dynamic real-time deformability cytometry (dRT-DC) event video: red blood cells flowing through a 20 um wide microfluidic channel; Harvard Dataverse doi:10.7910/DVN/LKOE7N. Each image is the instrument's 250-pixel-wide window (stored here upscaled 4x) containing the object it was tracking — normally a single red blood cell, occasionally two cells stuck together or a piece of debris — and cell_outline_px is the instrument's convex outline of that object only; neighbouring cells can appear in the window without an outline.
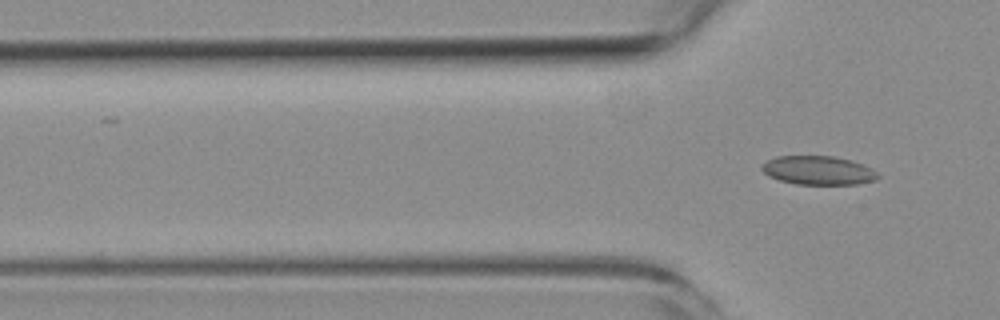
{"species": "common noctule bat (a hibernating species)", "species_latin": "Nyctalus noctula", "temperature_condition": "room temperature", "stored_images_in_passage": 4, "camera_frame_rate_fps": 3000, "um_per_image_px": 0.085, "animal": {"sex": "female", "body_mass_g": 19.3, "forearm_length_mm": 54.1}, "frame": {"image": 1, "passage_image": 4, "time_ms": 3.333, "image_size_px": [1000, 320], "cell_outline_px": [[880, 176], [876, 180], [856, 184], [796, 184], [780, 180], [768, 176], [760, 168], [760, 164], [776, 156], [832, 156], [852, 160], [864, 164], [872, 168]], "centroid_in_image_um": [69.55, 14.47], "position_along_channel_um": 56.3, "area_um2": 19.59}}